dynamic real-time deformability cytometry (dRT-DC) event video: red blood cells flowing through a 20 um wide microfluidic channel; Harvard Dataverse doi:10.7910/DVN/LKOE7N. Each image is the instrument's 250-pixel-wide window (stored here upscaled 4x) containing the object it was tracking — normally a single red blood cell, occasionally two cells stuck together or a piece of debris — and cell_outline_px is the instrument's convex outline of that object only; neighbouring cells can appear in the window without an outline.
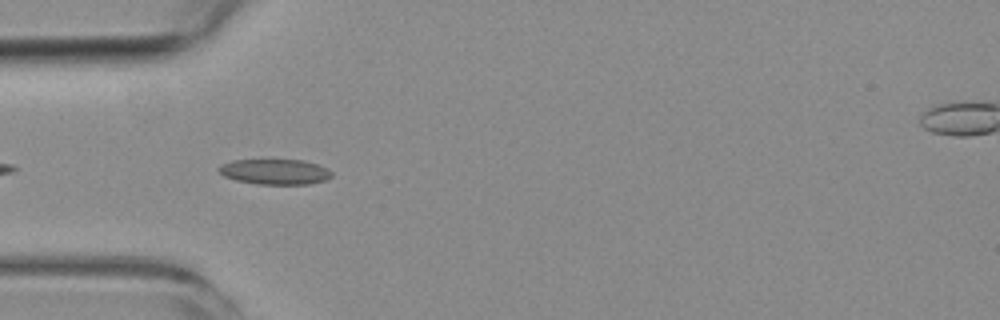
{"species": "common noctule bat (a hibernating species)", "species_latin": "Nyctalus noctula", "temperature_condition": "room temperature", "stored_images_in_passage": 4, "camera_frame_rate_fps": 3000, "um_per_image_px": 0.085, "animal": {"sex": "female", "body_mass_g": 19.3, "forearm_length_mm": 54.1}, "frame": {"image": 1, "passage_image": 3, "time_ms": 2.333, "image_size_px": [1000, 320], "cell_outline_px": [[332, 176], [324, 180], [308, 184], [256, 184], [236, 180], [224, 176], [216, 168], [220, 164], [232, 160], [304, 160], [328, 168], [332, 172]], "centroid_in_image_um": [23.35, 14.59], "position_along_channel_um": 61.7, "area_um2": 16.7}}
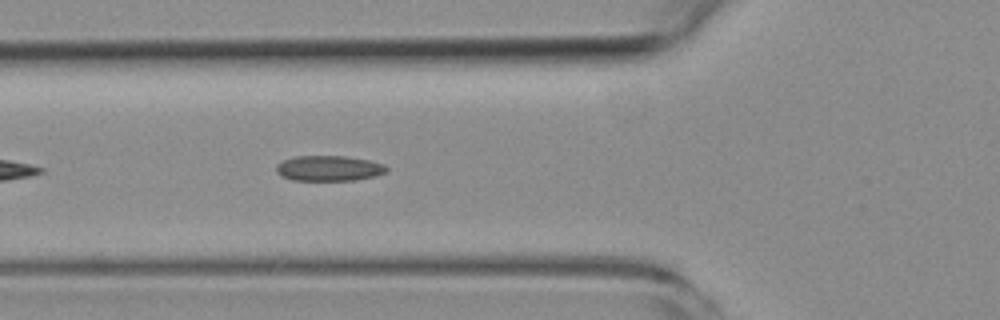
{"frame": {"image": 2, "passage_image": 4, "time_ms": 3.333, "image_size_px": [1000, 320], "cell_outline_px": [[388, 172], [376, 176], [356, 180], [292, 180], [280, 176], [276, 172], [276, 164], [284, 160], [296, 156], [344, 156], [368, 160], [384, 164], [388, 168]], "centroid_in_image_um": [27.96, 14.31], "position_along_channel_um": 97.8, "area_um2": 16.42}}